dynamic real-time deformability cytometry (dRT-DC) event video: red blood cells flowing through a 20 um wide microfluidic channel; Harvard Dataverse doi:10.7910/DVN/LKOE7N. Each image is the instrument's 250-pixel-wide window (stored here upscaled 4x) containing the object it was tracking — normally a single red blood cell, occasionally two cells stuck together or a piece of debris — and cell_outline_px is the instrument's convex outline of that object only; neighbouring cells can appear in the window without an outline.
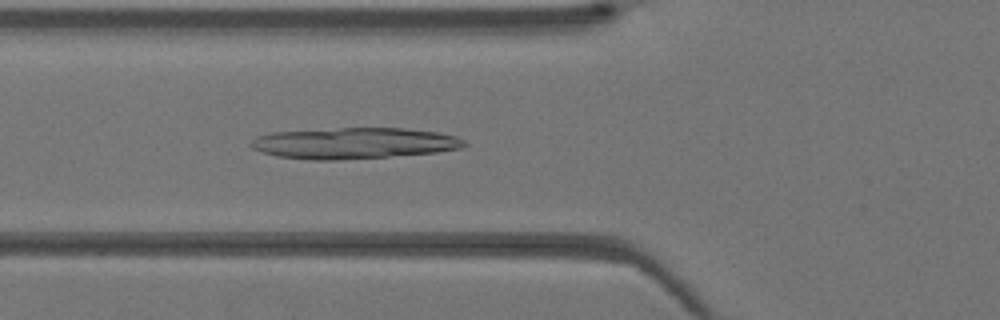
{"species": "Egyptian fruit bat (a non-hibernating species)", "species_latin": "Rousettus aegyptiacus", "temperature_condition": "warm", "stored_images_in_passage": 32, "camera_frame_rate_fps": 3000, "um_per_image_px": 0.085, "animal": {"sex": "female"}, "frame": {"image": 1, "passage_image": 6, "time_ms": 1.667, "image_size_px": [1000, 320], "cell_outline_px": [[468, 144], [464, 148], [436, 152], [388, 156], [336, 160], [312, 160], [276, 156], [252, 148], [248, 144], [256, 136], [272, 132], [340, 128], [404, 128], [436, 132], [456, 136], [464, 140]], "centroid_in_image_um": [30.09, 12.17], "position_along_channel_um": 95.7, "area_um2": 38.61}}
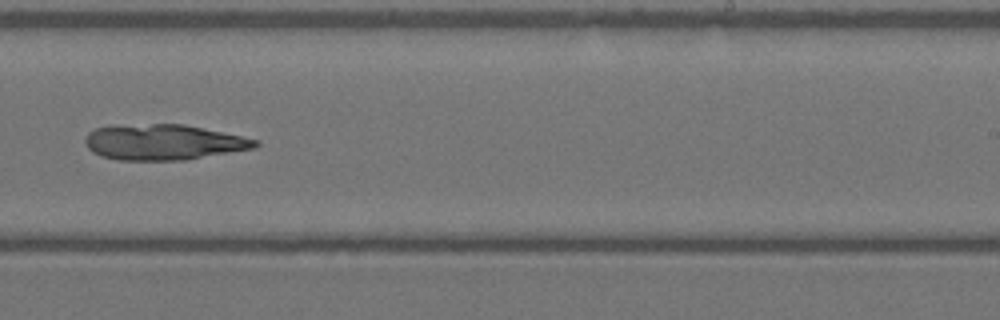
{"frame": {"image": 2, "passage_image": 17, "time_ms": 5.333, "image_size_px": [1000, 320], "cell_outline_px": [[260, 144], [256, 148], [184, 160], [120, 160], [100, 156], [92, 152], [88, 148], [84, 140], [88, 132], [96, 128], [112, 124], [184, 124], [260, 140]], "centroid_in_image_um": [13.87, 12.08], "position_along_channel_um": 275.1, "area_um2": 35.55}}
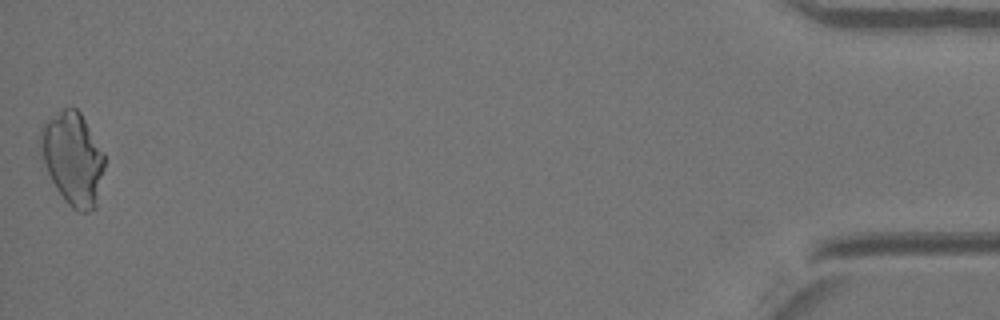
{"frame": {"image": 3, "passage_image": 32, "time_ms": 10.333, "image_size_px": [1000, 320], "cell_outline_px": [[104, 168], [96, 208], [88, 212], [76, 212], [64, 200], [56, 188], [44, 164], [40, 148], [40, 128], [48, 120], [64, 108], [76, 108], [80, 112], [104, 152]], "centroid_in_image_um": [6.2, 13.51], "position_along_channel_um": 429.0, "area_um2": 34.45}}